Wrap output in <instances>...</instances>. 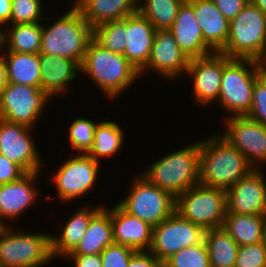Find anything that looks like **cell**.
<instances>
[{"instance_id": "17", "label": "cell", "mask_w": 266, "mask_h": 267, "mask_svg": "<svg viewBox=\"0 0 266 267\" xmlns=\"http://www.w3.org/2000/svg\"><path fill=\"white\" fill-rule=\"evenodd\" d=\"M252 169L226 191L227 213L266 215V177Z\"/></svg>"}, {"instance_id": "8", "label": "cell", "mask_w": 266, "mask_h": 267, "mask_svg": "<svg viewBox=\"0 0 266 267\" xmlns=\"http://www.w3.org/2000/svg\"><path fill=\"white\" fill-rule=\"evenodd\" d=\"M175 211L205 230L221 228L227 213L226 190L199 183L176 197Z\"/></svg>"}, {"instance_id": "44", "label": "cell", "mask_w": 266, "mask_h": 267, "mask_svg": "<svg viewBox=\"0 0 266 267\" xmlns=\"http://www.w3.org/2000/svg\"><path fill=\"white\" fill-rule=\"evenodd\" d=\"M11 0H0V30L10 24ZM6 24V25H5Z\"/></svg>"}, {"instance_id": "45", "label": "cell", "mask_w": 266, "mask_h": 267, "mask_svg": "<svg viewBox=\"0 0 266 267\" xmlns=\"http://www.w3.org/2000/svg\"><path fill=\"white\" fill-rule=\"evenodd\" d=\"M8 84V74L6 61L3 55V49L0 52V94L3 88Z\"/></svg>"}, {"instance_id": "2", "label": "cell", "mask_w": 266, "mask_h": 267, "mask_svg": "<svg viewBox=\"0 0 266 267\" xmlns=\"http://www.w3.org/2000/svg\"><path fill=\"white\" fill-rule=\"evenodd\" d=\"M80 67L81 73L91 79L109 101L122 96L137 79L140 80L139 71L124 55L105 49L93 38Z\"/></svg>"}, {"instance_id": "3", "label": "cell", "mask_w": 266, "mask_h": 267, "mask_svg": "<svg viewBox=\"0 0 266 267\" xmlns=\"http://www.w3.org/2000/svg\"><path fill=\"white\" fill-rule=\"evenodd\" d=\"M69 10L51 18L45 17L50 26L42 23V41L39 53L61 56L76 61L80 66L83 62L87 45L93 38V29L83 19L80 11L70 2Z\"/></svg>"}, {"instance_id": "14", "label": "cell", "mask_w": 266, "mask_h": 267, "mask_svg": "<svg viewBox=\"0 0 266 267\" xmlns=\"http://www.w3.org/2000/svg\"><path fill=\"white\" fill-rule=\"evenodd\" d=\"M225 130L219 133L243 153L253 169L266 164V127L246 117H225Z\"/></svg>"}, {"instance_id": "15", "label": "cell", "mask_w": 266, "mask_h": 267, "mask_svg": "<svg viewBox=\"0 0 266 267\" xmlns=\"http://www.w3.org/2000/svg\"><path fill=\"white\" fill-rule=\"evenodd\" d=\"M31 131L33 129L24 125L0 119V154L18 164L26 173L41 171L46 165Z\"/></svg>"}, {"instance_id": "1", "label": "cell", "mask_w": 266, "mask_h": 267, "mask_svg": "<svg viewBox=\"0 0 266 267\" xmlns=\"http://www.w3.org/2000/svg\"><path fill=\"white\" fill-rule=\"evenodd\" d=\"M253 168L219 132L200 140L199 183L228 190Z\"/></svg>"}, {"instance_id": "21", "label": "cell", "mask_w": 266, "mask_h": 267, "mask_svg": "<svg viewBox=\"0 0 266 267\" xmlns=\"http://www.w3.org/2000/svg\"><path fill=\"white\" fill-rule=\"evenodd\" d=\"M40 88L52 99L69 91L70 84L81 72L80 65L61 56L39 53Z\"/></svg>"}, {"instance_id": "18", "label": "cell", "mask_w": 266, "mask_h": 267, "mask_svg": "<svg viewBox=\"0 0 266 267\" xmlns=\"http://www.w3.org/2000/svg\"><path fill=\"white\" fill-rule=\"evenodd\" d=\"M40 175L41 171L29 172L17 181L0 185V226L14 225L9 222H18L16 219L37 203L40 193L36 182Z\"/></svg>"}, {"instance_id": "33", "label": "cell", "mask_w": 266, "mask_h": 267, "mask_svg": "<svg viewBox=\"0 0 266 267\" xmlns=\"http://www.w3.org/2000/svg\"><path fill=\"white\" fill-rule=\"evenodd\" d=\"M93 39L105 49L124 55L127 45V17L95 27Z\"/></svg>"}, {"instance_id": "13", "label": "cell", "mask_w": 266, "mask_h": 267, "mask_svg": "<svg viewBox=\"0 0 266 267\" xmlns=\"http://www.w3.org/2000/svg\"><path fill=\"white\" fill-rule=\"evenodd\" d=\"M231 58L221 52L189 60L185 76L191 79L194 102L203 108L217 103L224 65ZM190 76V77H189Z\"/></svg>"}, {"instance_id": "35", "label": "cell", "mask_w": 266, "mask_h": 267, "mask_svg": "<svg viewBox=\"0 0 266 267\" xmlns=\"http://www.w3.org/2000/svg\"><path fill=\"white\" fill-rule=\"evenodd\" d=\"M164 263L168 267H211L205 242L181 249L165 260Z\"/></svg>"}, {"instance_id": "30", "label": "cell", "mask_w": 266, "mask_h": 267, "mask_svg": "<svg viewBox=\"0 0 266 267\" xmlns=\"http://www.w3.org/2000/svg\"><path fill=\"white\" fill-rule=\"evenodd\" d=\"M123 127L115 122L109 120H103L97 123L94 132V141L92 148L87 153L96 162L102 163V159H108L121 151L122 146L124 147V130Z\"/></svg>"}, {"instance_id": "39", "label": "cell", "mask_w": 266, "mask_h": 267, "mask_svg": "<svg viewBox=\"0 0 266 267\" xmlns=\"http://www.w3.org/2000/svg\"><path fill=\"white\" fill-rule=\"evenodd\" d=\"M137 252L128 246L113 243L100 253L102 267H128L130 259Z\"/></svg>"}, {"instance_id": "9", "label": "cell", "mask_w": 266, "mask_h": 267, "mask_svg": "<svg viewBox=\"0 0 266 267\" xmlns=\"http://www.w3.org/2000/svg\"><path fill=\"white\" fill-rule=\"evenodd\" d=\"M126 197L117 202L127 213L155 227L175 212L176 198L141 174L132 179Z\"/></svg>"}, {"instance_id": "32", "label": "cell", "mask_w": 266, "mask_h": 267, "mask_svg": "<svg viewBox=\"0 0 266 267\" xmlns=\"http://www.w3.org/2000/svg\"><path fill=\"white\" fill-rule=\"evenodd\" d=\"M185 0H138V12L155 30H169Z\"/></svg>"}, {"instance_id": "41", "label": "cell", "mask_w": 266, "mask_h": 267, "mask_svg": "<svg viewBox=\"0 0 266 267\" xmlns=\"http://www.w3.org/2000/svg\"><path fill=\"white\" fill-rule=\"evenodd\" d=\"M213 2L223 16L231 21L243 10L249 0H213Z\"/></svg>"}, {"instance_id": "22", "label": "cell", "mask_w": 266, "mask_h": 267, "mask_svg": "<svg viewBox=\"0 0 266 267\" xmlns=\"http://www.w3.org/2000/svg\"><path fill=\"white\" fill-rule=\"evenodd\" d=\"M156 30L139 12L127 16V45L124 56L140 72L150 57Z\"/></svg>"}, {"instance_id": "27", "label": "cell", "mask_w": 266, "mask_h": 267, "mask_svg": "<svg viewBox=\"0 0 266 267\" xmlns=\"http://www.w3.org/2000/svg\"><path fill=\"white\" fill-rule=\"evenodd\" d=\"M42 41V22L9 24L2 30V49L17 53H39Z\"/></svg>"}, {"instance_id": "37", "label": "cell", "mask_w": 266, "mask_h": 267, "mask_svg": "<svg viewBox=\"0 0 266 267\" xmlns=\"http://www.w3.org/2000/svg\"><path fill=\"white\" fill-rule=\"evenodd\" d=\"M246 117L266 127V70L255 80L252 105Z\"/></svg>"}, {"instance_id": "48", "label": "cell", "mask_w": 266, "mask_h": 267, "mask_svg": "<svg viewBox=\"0 0 266 267\" xmlns=\"http://www.w3.org/2000/svg\"><path fill=\"white\" fill-rule=\"evenodd\" d=\"M2 46H3V43H2V30H0V52L2 50Z\"/></svg>"}, {"instance_id": "11", "label": "cell", "mask_w": 266, "mask_h": 267, "mask_svg": "<svg viewBox=\"0 0 266 267\" xmlns=\"http://www.w3.org/2000/svg\"><path fill=\"white\" fill-rule=\"evenodd\" d=\"M51 99L40 87L8 83L0 94V119L33 129Z\"/></svg>"}, {"instance_id": "20", "label": "cell", "mask_w": 266, "mask_h": 267, "mask_svg": "<svg viewBox=\"0 0 266 267\" xmlns=\"http://www.w3.org/2000/svg\"><path fill=\"white\" fill-rule=\"evenodd\" d=\"M113 241L136 251H149L153 226L127 213L118 203L111 207Z\"/></svg>"}, {"instance_id": "12", "label": "cell", "mask_w": 266, "mask_h": 267, "mask_svg": "<svg viewBox=\"0 0 266 267\" xmlns=\"http://www.w3.org/2000/svg\"><path fill=\"white\" fill-rule=\"evenodd\" d=\"M206 230L182 218L176 211L153 227L152 244L149 252L164 262L183 248L202 244Z\"/></svg>"}, {"instance_id": "47", "label": "cell", "mask_w": 266, "mask_h": 267, "mask_svg": "<svg viewBox=\"0 0 266 267\" xmlns=\"http://www.w3.org/2000/svg\"><path fill=\"white\" fill-rule=\"evenodd\" d=\"M261 242L263 243L264 247L266 248V218H265V222L263 225V232H262V240Z\"/></svg>"}, {"instance_id": "43", "label": "cell", "mask_w": 266, "mask_h": 267, "mask_svg": "<svg viewBox=\"0 0 266 267\" xmlns=\"http://www.w3.org/2000/svg\"><path fill=\"white\" fill-rule=\"evenodd\" d=\"M162 262L149 251H138L131 259L128 267H159Z\"/></svg>"}, {"instance_id": "29", "label": "cell", "mask_w": 266, "mask_h": 267, "mask_svg": "<svg viewBox=\"0 0 266 267\" xmlns=\"http://www.w3.org/2000/svg\"><path fill=\"white\" fill-rule=\"evenodd\" d=\"M7 66L8 83L40 87L39 53H17L4 51Z\"/></svg>"}, {"instance_id": "25", "label": "cell", "mask_w": 266, "mask_h": 267, "mask_svg": "<svg viewBox=\"0 0 266 267\" xmlns=\"http://www.w3.org/2000/svg\"><path fill=\"white\" fill-rule=\"evenodd\" d=\"M193 9L204 41L215 52H219L228 40L230 21L223 16L213 0H193Z\"/></svg>"}, {"instance_id": "31", "label": "cell", "mask_w": 266, "mask_h": 267, "mask_svg": "<svg viewBox=\"0 0 266 267\" xmlns=\"http://www.w3.org/2000/svg\"><path fill=\"white\" fill-rule=\"evenodd\" d=\"M205 244L211 267H234L239 245L221 228L206 230Z\"/></svg>"}, {"instance_id": "28", "label": "cell", "mask_w": 266, "mask_h": 267, "mask_svg": "<svg viewBox=\"0 0 266 267\" xmlns=\"http://www.w3.org/2000/svg\"><path fill=\"white\" fill-rule=\"evenodd\" d=\"M266 215L226 213L223 228L239 246L256 244L262 240Z\"/></svg>"}, {"instance_id": "10", "label": "cell", "mask_w": 266, "mask_h": 267, "mask_svg": "<svg viewBox=\"0 0 266 267\" xmlns=\"http://www.w3.org/2000/svg\"><path fill=\"white\" fill-rule=\"evenodd\" d=\"M57 170L51 173L50 183L57 191L60 203L68 204L85 197L95 188L98 182L101 163L96 162L88 154L73 153ZM97 181V182H96Z\"/></svg>"}, {"instance_id": "24", "label": "cell", "mask_w": 266, "mask_h": 267, "mask_svg": "<svg viewBox=\"0 0 266 267\" xmlns=\"http://www.w3.org/2000/svg\"><path fill=\"white\" fill-rule=\"evenodd\" d=\"M71 3L92 29L138 12V0H72Z\"/></svg>"}, {"instance_id": "4", "label": "cell", "mask_w": 266, "mask_h": 267, "mask_svg": "<svg viewBox=\"0 0 266 267\" xmlns=\"http://www.w3.org/2000/svg\"><path fill=\"white\" fill-rule=\"evenodd\" d=\"M200 140L154 160L141 173L150 183L175 198L199 184Z\"/></svg>"}, {"instance_id": "36", "label": "cell", "mask_w": 266, "mask_h": 267, "mask_svg": "<svg viewBox=\"0 0 266 267\" xmlns=\"http://www.w3.org/2000/svg\"><path fill=\"white\" fill-rule=\"evenodd\" d=\"M42 6V0H11L10 24L44 22Z\"/></svg>"}, {"instance_id": "26", "label": "cell", "mask_w": 266, "mask_h": 267, "mask_svg": "<svg viewBox=\"0 0 266 267\" xmlns=\"http://www.w3.org/2000/svg\"><path fill=\"white\" fill-rule=\"evenodd\" d=\"M104 205L90 220L77 247L69 254H100L114 243L111 208Z\"/></svg>"}, {"instance_id": "16", "label": "cell", "mask_w": 266, "mask_h": 267, "mask_svg": "<svg viewBox=\"0 0 266 267\" xmlns=\"http://www.w3.org/2000/svg\"><path fill=\"white\" fill-rule=\"evenodd\" d=\"M189 59L181 51L169 30H156L147 65L139 72L140 77L151 71L163 79L176 80L185 76Z\"/></svg>"}, {"instance_id": "38", "label": "cell", "mask_w": 266, "mask_h": 267, "mask_svg": "<svg viewBox=\"0 0 266 267\" xmlns=\"http://www.w3.org/2000/svg\"><path fill=\"white\" fill-rule=\"evenodd\" d=\"M234 267H266V248L263 243L239 246Z\"/></svg>"}, {"instance_id": "5", "label": "cell", "mask_w": 266, "mask_h": 267, "mask_svg": "<svg viewBox=\"0 0 266 267\" xmlns=\"http://www.w3.org/2000/svg\"><path fill=\"white\" fill-rule=\"evenodd\" d=\"M266 70V64L253 59L231 58L223 67L217 100L227 117L246 116L252 105L255 80Z\"/></svg>"}, {"instance_id": "46", "label": "cell", "mask_w": 266, "mask_h": 267, "mask_svg": "<svg viewBox=\"0 0 266 267\" xmlns=\"http://www.w3.org/2000/svg\"><path fill=\"white\" fill-rule=\"evenodd\" d=\"M266 14V0H249Z\"/></svg>"}, {"instance_id": "42", "label": "cell", "mask_w": 266, "mask_h": 267, "mask_svg": "<svg viewBox=\"0 0 266 267\" xmlns=\"http://www.w3.org/2000/svg\"><path fill=\"white\" fill-rule=\"evenodd\" d=\"M64 258L73 261L74 267H102L100 254H68Z\"/></svg>"}, {"instance_id": "19", "label": "cell", "mask_w": 266, "mask_h": 267, "mask_svg": "<svg viewBox=\"0 0 266 267\" xmlns=\"http://www.w3.org/2000/svg\"><path fill=\"white\" fill-rule=\"evenodd\" d=\"M169 31L189 60L215 52L201 34L194 14L193 0H185L182 3Z\"/></svg>"}, {"instance_id": "34", "label": "cell", "mask_w": 266, "mask_h": 267, "mask_svg": "<svg viewBox=\"0 0 266 267\" xmlns=\"http://www.w3.org/2000/svg\"><path fill=\"white\" fill-rule=\"evenodd\" d=\"M98 121H93L85 117H77L71 122L68 128V143L71 151H77L78 154H87L92 148L94 141V132Z\"/></svg>"}, {"instance_id": "7", "label": "cell", "mask_w": 266, "mask_h": 267, "mask_svg": "<svg viewBox=\"0 0 266 267\" xmlns=\"http://www.w3.org/2000/svg\"><path fill=\"white\" fill-rule=\"evenodd\" d=\"M0 226V267H43L50 264L51 234Z\"/></svg>"}, {"instance_id": "40", "label": "cell", "mask_w": 266, "mask_h": 267, "mask_svg": "<svg viewBox=\"0 0 266 267\" xmlns=\"http://www.w3.org/2000/svg\"><path fill=\"white\" fill-rule=\"evenodd\" d=\"M25 174L18 164L0 154V185L17 181Z\"/></svg>"}, {"instance_id": "49", "label": "cell", "mask_w": 266, "mask_h": 267, "mask_svg": "<svg viewBox=\"0 0 266 267\" xmlns=\"http://www.w3.org/2000/svg\"><path fill=\"white\" fill-rule=\"evenodd\" d=\"M159 267H168L164 262H162Z\"/></svg>"}, {"instance_id": "6", "label": "cell", "mask_w": 266, "mask_h": 267, "mask_svg": "<svg viewBox=\"0 0 266 267\" xmlns=\"http://www.w3.org/2000/svg\"><path fill=\"white\" fill-rule=\"evenodd\" d=\"M219 52L266 64V14L249 1L230 21L228 40Z\"/></svg>"}, {"instance_id": "23", "label": "cell", "mask_w": 266, "mask_h": 267, "mask_svg": "<svg viewBox=\"0 0 266 267\" xmlns=\"http://www.w3.org/2000/svg\"><path fill=\"white\" fill-rule=\"evenodd\" d=\"M82 205L78 208L74 214L71 215L63 224L62 230L59 231V236L52 234L50 236L51 241V254L55 260L57 257L64 259L70 252H72L79 244L85 231L88 228V224L91 218L104 206Z\"/></svg>"}]
</instances>
